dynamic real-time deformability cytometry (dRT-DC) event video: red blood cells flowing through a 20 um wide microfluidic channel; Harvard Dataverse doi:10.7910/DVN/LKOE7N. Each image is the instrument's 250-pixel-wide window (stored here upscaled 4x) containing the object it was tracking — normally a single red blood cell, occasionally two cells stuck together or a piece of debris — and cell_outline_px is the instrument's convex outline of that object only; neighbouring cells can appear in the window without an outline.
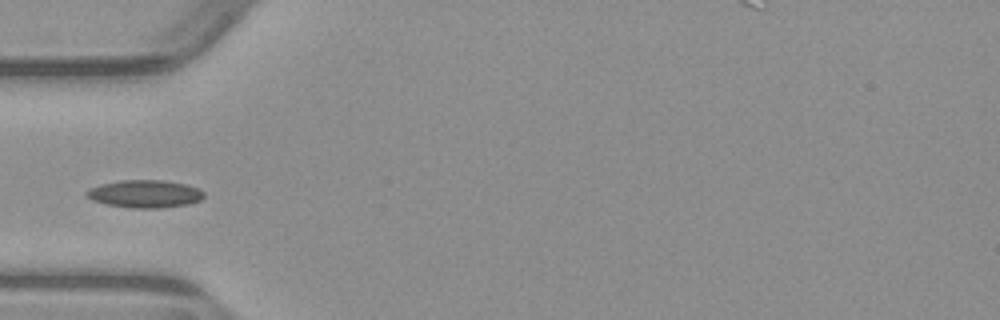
{"species": "common noctule bat (a hibernating species)", "species_latin": "Nyctalus noctula", "temperature_condition": "warm", "stored_images_in_passage": 4, "camera_frame_rate_fps": 3000, "um_per_image_px": 0.085, "animal": {"sex": "male", "body_mass_g": 23.1, "forearm_length_mm": 52.7}, "frame": {"image": 1, "passage_image": 4, "time_ms": 4.333, "image_size_px": [1000, 320], "cell_outline_px": [[204, 196], [200, 200], [188, 204], [160, 208], [132, 208], [108, 204], [92, 200], [84, 192], [88, 188], [100, 184], [120, 180], [164, 180], [188, 184], [200, 188], [204, 192]], "centroid_in_image_um": [12.33, 16.46], "position_along_channel_um": 72.7, "area_um2": 19.07}}